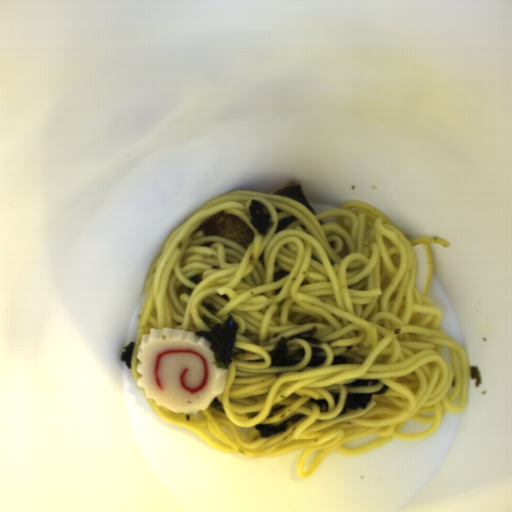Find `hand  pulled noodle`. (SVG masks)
Here are the masks:
<instances>
[{"instance_id": "hand-pulled-noodle-1", "label": "hand pulled noodle", "mask_w": 512, "mask_h": 512, "mask_svg": "<svg viewBox=\"0 0 512 512\" xmlns=\"http://www.w3.org/2000/svg\"><path fill=\"white\" fill-rule=\"evenodd\" d=\"M251 199L261 201L273 226L261 237L250 224ZM240 217L255 234L249 247L222 237L194 233L198 225L221 212ZM298 218L275 234L278 220ZM426 247L429 278L421 295L414 288L417 262L414 246ZM432 244L450 241L427 236L408 239L386 213L369 202L346 201L314 215L301 203L270 193L232 191L208 200L164 243L144 283L145 298L131 359L137 383L138 347L153 328L211 331L208 315L238 324L235 348L244 353L227 367L224 389L216 396L224 413L208 406L193 414L174 413L147 397L154 414L194 430L216 451L245 457L273 458L297 449L299 478L311 476L334 450L343 455L375 450L393 439L422 440L433 436L445 414H459L469 405L471 366L462 344L443 331L444 315L428 297L433 280ZM292 271L279 281L273 273ZM313 326L326 360L308 368L306 341L293 339L290 352L306 351L299 365L271 369L269 351L279 339ZM451 350L452 365L441 351ZM347 364L331 366L334 356ZM357 379H379L376 386L347 388ZM366 409L340 412L349 393L377 392ZM331 392H339L334 406ZM327 399L320 413L307 400ZM302 414L286 432L264 439L253 427ZM408 419L433 423L418 434H401ZM378 440L357 448L345 442L368 435ZM320 450L308 471L303 463Z\"/></svg>"}]
</instances>
